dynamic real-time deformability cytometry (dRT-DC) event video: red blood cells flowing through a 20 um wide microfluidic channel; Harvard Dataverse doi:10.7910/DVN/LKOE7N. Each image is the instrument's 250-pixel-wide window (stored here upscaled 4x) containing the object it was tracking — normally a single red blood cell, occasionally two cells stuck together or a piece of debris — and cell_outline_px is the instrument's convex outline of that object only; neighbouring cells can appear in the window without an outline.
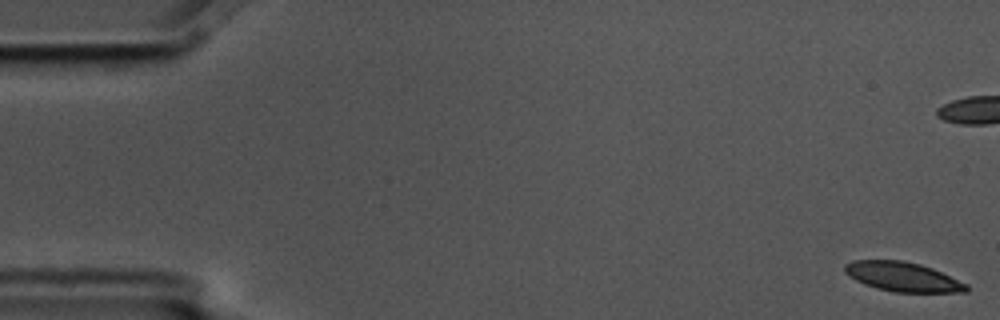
{"species": "common noctule bat (a hibernating species)", "species_latin": "Nyctalus noctula", "temperature_condition": "cold", "stored_images_in_passage": 8, "camera_frame_rate_fps": 3000, "um_per_image_px": 0.085, "animal": {"sex": "male", "body_mass_g": 17.5, "forearm_length_mm": 52.3}, "frame": {"image": 1, "passage_image": 1, "time_ms": 0.0, "image_size_px": [1000, 320], "cell_outline_px": [[968, 292], [896, 292], [876, 288], [864, 284], [856, 280], [844, 272], [844, 264], [852, 260], [904, 260], [920, 264], [932, 268], [968, 284]], "centroid_in_image_um": [76.72, 23.52], "position_along_channel_um": 8.3, "area_um2": 20.87}}